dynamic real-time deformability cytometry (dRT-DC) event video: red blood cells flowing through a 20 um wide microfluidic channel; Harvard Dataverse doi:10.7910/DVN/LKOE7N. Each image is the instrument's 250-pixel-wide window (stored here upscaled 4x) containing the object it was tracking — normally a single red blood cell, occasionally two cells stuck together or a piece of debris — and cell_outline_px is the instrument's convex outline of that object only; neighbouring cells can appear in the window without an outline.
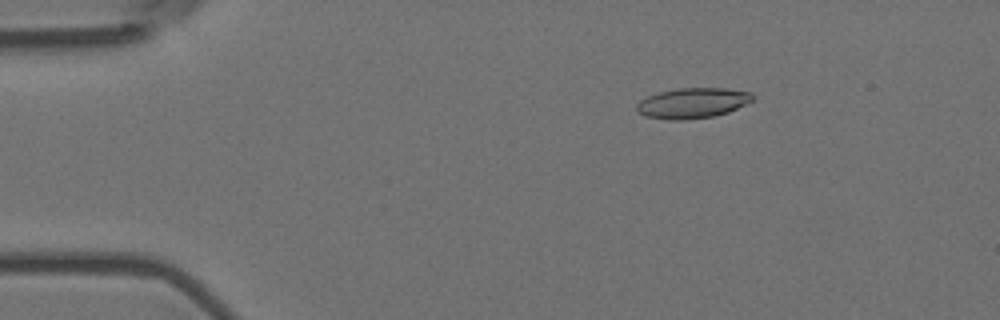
{"species": "Egyptian fruit bat (a non-hibernating species)", "species_latin": "Rousettus aegyptiacus", "temperature_condition": "room temperature", "stored_images_in_passage": 5, "camera_frame_rate_fps": 3000, "um_per_image_px": 0.085, "animal": {"sex": "female"}, "frame": {"image": 1, "passage_image": 3, "time_ms": 0.667, "image_size_px": [1000, 320], "cell_outline_px": [[752, 100], [728, 112], [716, 116], [684, 120], [672, 120], [644, 116], [636, 108], [636, 104], [640, 100], [648, 96], [660, 92], [676, 88], [724, 88], [752, 92]], "centroid_in_image_um": [58.85, 8.76], "position_along_channel_um": 26.2, "area_um2": 20.4}}